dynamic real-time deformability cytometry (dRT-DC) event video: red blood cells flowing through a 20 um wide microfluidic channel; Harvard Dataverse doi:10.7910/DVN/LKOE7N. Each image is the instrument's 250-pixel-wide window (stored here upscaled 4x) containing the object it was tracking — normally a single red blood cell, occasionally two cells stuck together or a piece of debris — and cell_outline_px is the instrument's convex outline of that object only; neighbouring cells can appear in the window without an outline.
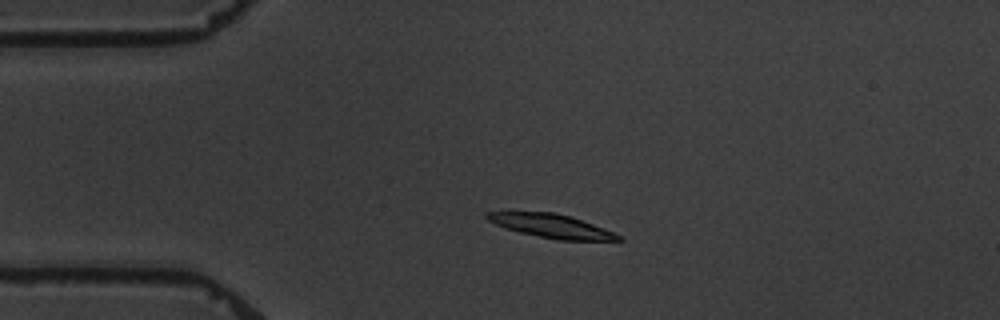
{"species": "common noctule bat (a hibernating species)", "species_latin": "Nyctalus noctula", "temperature_condition": "warm", "stored_images_in_passage": 3, "camera_frame_rate_fps": 3000, "um_per_image_px": 0.085, "animal": {"sex": "male", "body_mass_g": 19.5, "forearm_length_mm": 54.6}, "frame": {"image": 1, "passage_image": 2, "time_ms": 1.333, "image_size_px": [1000, 320], "cell_outline_px": [[624, 240], [556, 240], [520, 232], [504, 228], [488, 220], [484, 216], [484, 212], [504, 208], [512, 208], [552, 212], [568, 216], [592, 224], [612, 232], [620, 236]], "centroid_in_image_um": [46.62, 19.13], "position_along_channel_um": 38.4, "area_um2": 18.79}}